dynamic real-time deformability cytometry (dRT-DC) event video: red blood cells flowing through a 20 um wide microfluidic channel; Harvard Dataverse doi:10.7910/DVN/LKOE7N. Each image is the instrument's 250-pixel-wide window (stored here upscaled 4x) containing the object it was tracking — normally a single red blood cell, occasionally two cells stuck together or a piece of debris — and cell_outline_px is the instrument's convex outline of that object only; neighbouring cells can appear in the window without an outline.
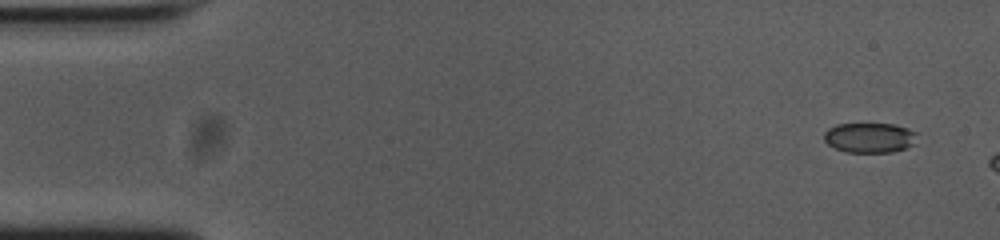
{"species": "common noctule bat (a hibernating species)", "species_latin": "Nyctalus noctula", "temperature_condition": "cold", "stored_images_in_passage": 6, "camera_frame_rate_fps": 3000, "um_per_image_px": 0.085, "animal": {"sex": "female", "body_mass_g": 23.0, "forearm_length_mm": 53.4}, "frame": {"image": 1, "passage_image": 1, "time_ms": 0.0, "image_size_px": [1000, 240], "cell_outline_px": [[920, 132], [916, 144], [892, 152], [844, 152], [828, 144], [824, 140], [824, 132], [828, 128], [836, 124], [896, 124]], "centroid_in_image_um": [73.98, 11.69], "position_along_channel_um": 11.0, "area_um2": 16.59}}